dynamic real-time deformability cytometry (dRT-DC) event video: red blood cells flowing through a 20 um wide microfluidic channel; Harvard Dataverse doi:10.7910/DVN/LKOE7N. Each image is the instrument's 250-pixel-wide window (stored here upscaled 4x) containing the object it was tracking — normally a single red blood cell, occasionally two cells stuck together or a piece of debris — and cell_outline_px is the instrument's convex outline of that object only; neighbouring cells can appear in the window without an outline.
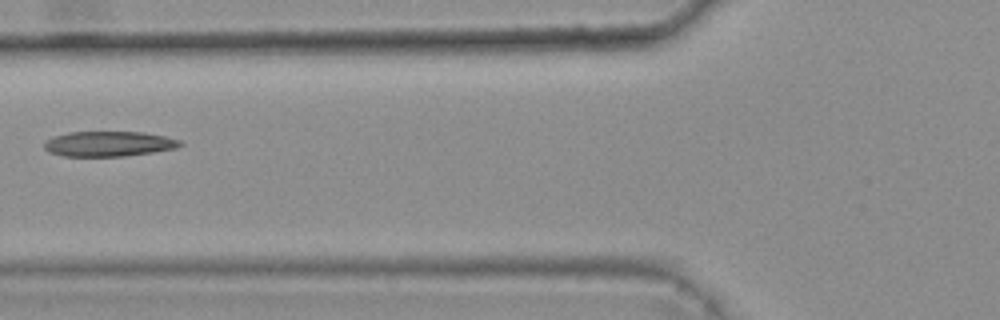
{"species": "common noctule bat (a hibernating species)", "species_latin": "Nyctalus noctula", "temperature_condition": "warm", "stored_images_in_passage": 8, "camera_frame_rate_fps": 3000, "um_per_image_px": 0.085, "animal": {"sex": "female", "body_mass_g": 25.1}, "frame": {"image": 1, "passage_image": 5, "time_ms": 1.333, "image_size_px": [1000, 320], "cell_outline_px": [[184, 144], [176, 148], [152, 152], [124, 156], [64, 156], [48, 152], [44, 148], [44, 140], [52, 136], [68, 132], [144, 132], [164, 136], [180, 140]], "centroid_in_image_um": [9.2, 12.22], "position_along_channel_um": 116.6, "area_um2": 20.0}}
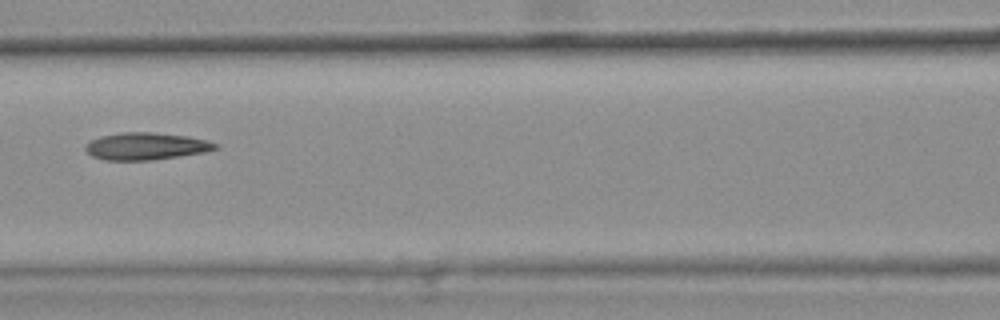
{"frame": {"image": 2, "passage_image": 6, "time_ms": 1.667, "image_size_px": [1000, 320], "cell_outline_px": [[220, 148], [204, 152], [152, 160], [104, 160], [92, 156], [84, 148], [84, 144], [100, 136], [120, 132], [152, 132], [188, 136], [220, 144]], "centroid_in_image_um": [12.4, 12.42], "position_along_channel_um": 154.2, "area_um2": 20.63}}